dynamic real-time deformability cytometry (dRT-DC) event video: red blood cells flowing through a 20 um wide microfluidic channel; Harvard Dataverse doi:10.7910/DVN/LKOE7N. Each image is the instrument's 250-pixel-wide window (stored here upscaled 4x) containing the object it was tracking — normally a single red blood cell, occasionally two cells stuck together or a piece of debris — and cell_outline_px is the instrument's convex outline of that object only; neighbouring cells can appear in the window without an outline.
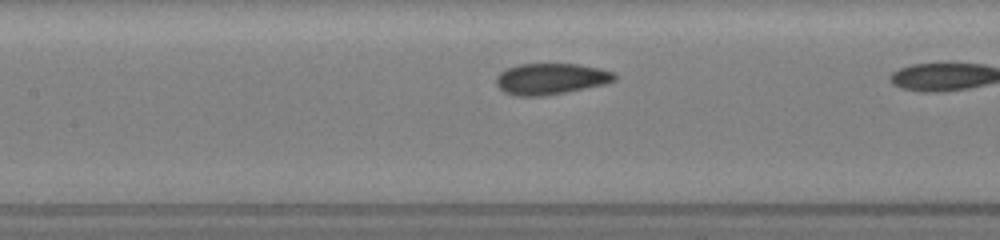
{"species": "common noctule bat (a hibernating species)", "species_latin": "Nyctalus noctula", "temperature_condition": "room temperature", "stored_images_in_passage": 10, "camera_frame_rate_fps": 3000, "um_per_image_px": 0.085, "animal": {"sex": "female", "body_mass_g": 19.5, "forearm_length_mm": 54.1}, "frame": {"image": 1, "passage_image": 9, "time_ms": 2.667, "image_size_px": [1000, 240], "cell_outline_px": [[616, 80], [604, 84], [568, 92], [544, 96], [516, 96], [504, 92], [496, 84], [496, 76], [500, 72], [508, 68], [520, 64], [580, 64], [600, 68], [616, 72]], "centroid_in_image_um": [46.84, 6.7], "position_along_channel_um": 160.6, "area_um2": 21.68}}